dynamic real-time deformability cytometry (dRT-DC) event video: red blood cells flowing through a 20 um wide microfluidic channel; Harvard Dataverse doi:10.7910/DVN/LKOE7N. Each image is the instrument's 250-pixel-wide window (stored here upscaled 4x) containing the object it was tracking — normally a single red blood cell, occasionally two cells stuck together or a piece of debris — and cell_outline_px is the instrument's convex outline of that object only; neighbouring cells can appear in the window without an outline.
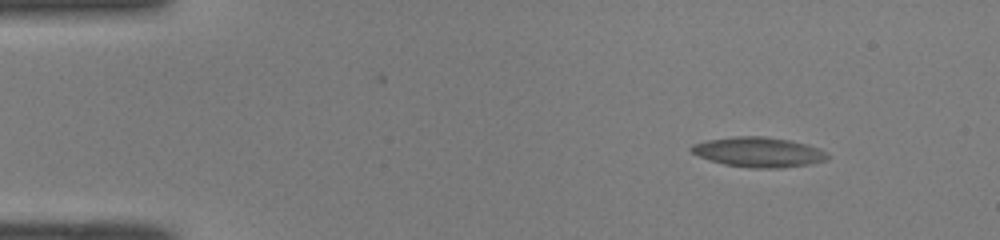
{"species": "common noctule bat (a hibernating species)", "species_latin": "Nyctalus noctula", "temperature_condition": "room temperature", "stored_images_in_passage": 46, "camera_frame_rate_fps": 3000, "um_per_image_px": 0.085, "animal": {"sex": "male", "body_mass_g": 19.0, "forearm_length_mm": 50.8}, "frame": {"image": 1, "passage_image": 1, "time_ms": 0.0, "image_size_px": [1000, 240], "cell_outline_px": [[828, 160], [808, 164], [784, 168], [752, 168], [724, 164], [700, 156], [692, 152], [688, 148], [692, 144], [708, 140], [736, 136], [764, 136], [788, 140], [808, 144], [824, 152], [828, 156]], "centroid_in_image_um": [64.47, 12.93], "position_along_channel_um": 20.5, "area_um2": 23.52}}
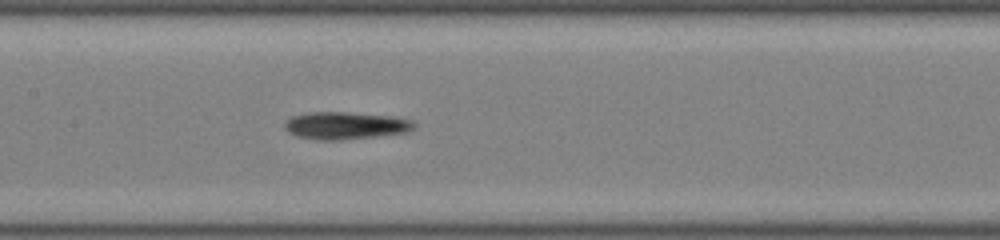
{"frame": {"image": 2, "passage_image": 20, "time_ms": 6.333, "image_size_px": [1000, 240], "cell_outline_px": [[416, 128], [408, 132], [376, 136], [340, 140], [320, 140], [296, 136], [288, 132], [284, 128], [284, 124], [292, 116], [308, 112], [344, 112], [392, 116], [412, 120], [416, 124]], "centroid_in_image_um": [29.38, 10.67], "position_along_channel_um": 178.0, "area_um2": 20.69}}
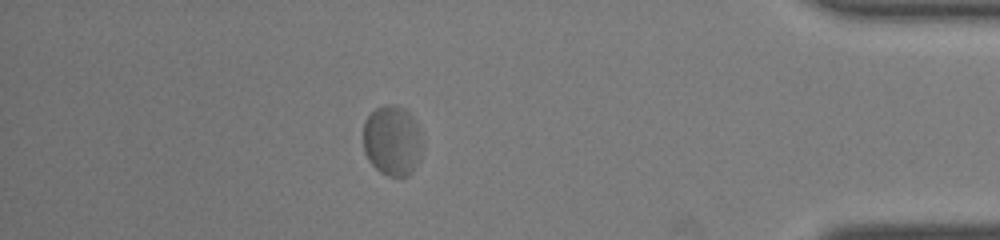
{"frame": {"image": 3, "passage_image": 40, "time_ms": 13.0, "image_size_px": [1000, 240], "cell_outline_px": [[424, 144], [420, 160], [412, 172], [408, 176], [388, 176], [380, 172], [368, 160], [364, 152], [364, 120], [376, 108], [384, 104], [396, 104], [404, 108], [416, 120], [424, 140]], "centroid_in_image_um": [33.39, 11.94], "position_along_channel_um": 401.8, "area_um2": 24.85}}